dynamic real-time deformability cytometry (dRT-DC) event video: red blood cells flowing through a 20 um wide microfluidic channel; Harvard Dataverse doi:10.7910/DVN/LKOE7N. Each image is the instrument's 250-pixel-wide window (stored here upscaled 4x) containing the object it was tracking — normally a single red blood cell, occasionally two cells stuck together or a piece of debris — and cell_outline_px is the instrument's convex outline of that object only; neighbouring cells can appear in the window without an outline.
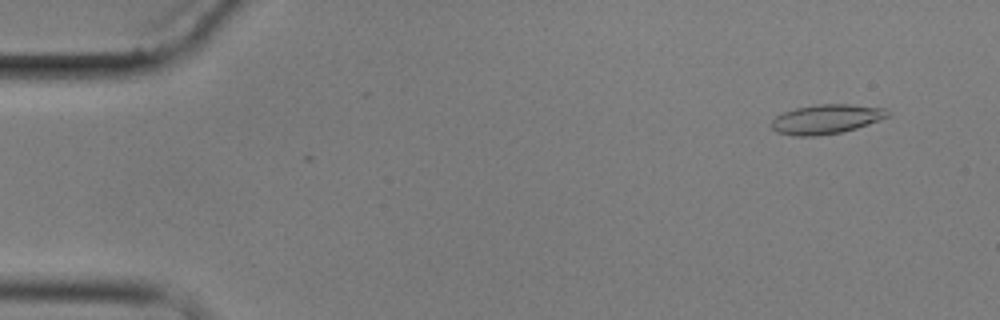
{"species": "common noctule bat (a hibernating species)", "species_latin": "Nyctalus noctula", "temperature_condition": "cold", "stored_images_in_passage": 11, "camera_frame_rate_fps": 3000, "um_per_image_px": 0.085, "animal": {"sex": "male", "body_mass_g": 17.9}, "frame": {"image": 1, "passage_image": 2, "time_ms": 1.333, "image_size_px": [1000, 320], "cell_outline_px": [[892, 116], [844, 132], [820, 136], [796, 136], [776, 132], [772, 128], [772, 120], [776, 116], [784, 112], [796, 108], [820, 104], [848, 104], [888, 108]], "centroid_in_image_um": [70.29, 10.13], "position_along_channel_um": 14.7, "area_um2": 20.11}}
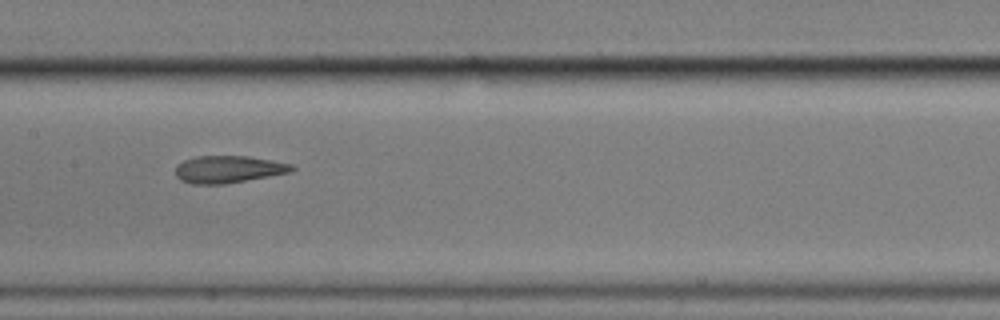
{"frame": {"image": 2, "passage_image": 8, "time_ms": 9.333, "image_size_px": [1000, 320], "cell_outline_px": [[296, 168], [292, 172], [224, 184], [192, 184], [180, 180], [176, 176], [176, 164], [184, 160], [196, 156], [248, 156], [292, 164]], "centroid_in_image_um": [19.4, 14.39], "position_along_channel_um": 188.0, "area_um2": 18.5}}
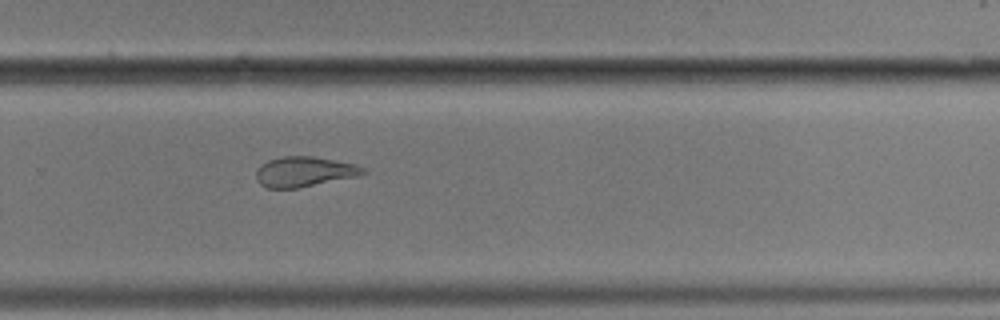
{"frame": {"image": 3, "passage_image": 11, "time_ms": 12.667, "image_size_px": [1000, 320], "cell_outline_px": [[368, 172], [356, 176], [296, 188], [264, 188], [256, 180], [256, 172], [260, 164], [268, 160], [280, 156], [312, 156], [356, 164], [364, 168]], "centroid_in_image_um": [25.81, 14.58], "position_along_channel_um": 304.0, "area_um2": 18.73}}